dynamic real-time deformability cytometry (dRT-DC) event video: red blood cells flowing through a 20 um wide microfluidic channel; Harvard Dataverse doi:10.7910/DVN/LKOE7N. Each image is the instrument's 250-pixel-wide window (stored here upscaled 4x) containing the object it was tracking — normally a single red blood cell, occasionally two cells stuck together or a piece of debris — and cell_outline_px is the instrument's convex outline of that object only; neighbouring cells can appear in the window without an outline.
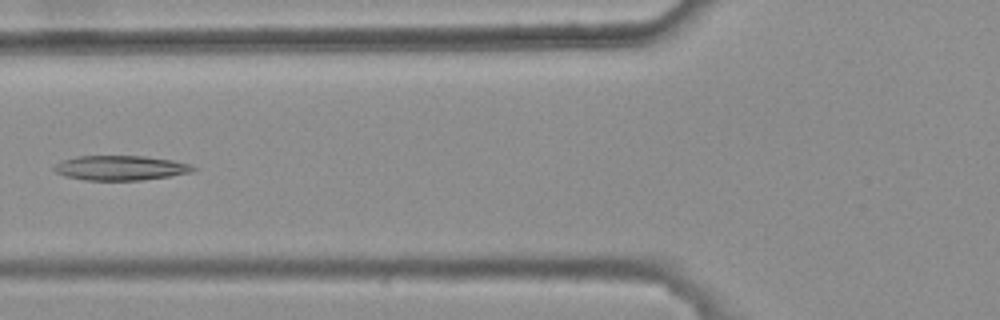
{"species": "common noctule bat (a hibernating species)", "species_latin": "Nyctalus noctula", "temperature_condition": "warm", "stored_images_in_passage": 5, "camera_frame_rate_fps": 3000, "um_per_image_px": 0.085, "animal": {"sex": "female", "body_mass_g": 25.1}, "frame": {"image": 1, "passage_image": 5, "time_ms": 1.333, "image_size_px": [1000, 320], "cell_outline_px": [[196, 168], [192, 172], [144, 180], [84, 180], [64, 176], [56, 172], [52, 168], [56, 164], [64, 160], [76, 156], [144, 156], [172, 160], [188, 164]], "centroid_in_image_um": [10.21, 14.27], "position_along_channel_um": 115.6, "area_um2": 19.88}}